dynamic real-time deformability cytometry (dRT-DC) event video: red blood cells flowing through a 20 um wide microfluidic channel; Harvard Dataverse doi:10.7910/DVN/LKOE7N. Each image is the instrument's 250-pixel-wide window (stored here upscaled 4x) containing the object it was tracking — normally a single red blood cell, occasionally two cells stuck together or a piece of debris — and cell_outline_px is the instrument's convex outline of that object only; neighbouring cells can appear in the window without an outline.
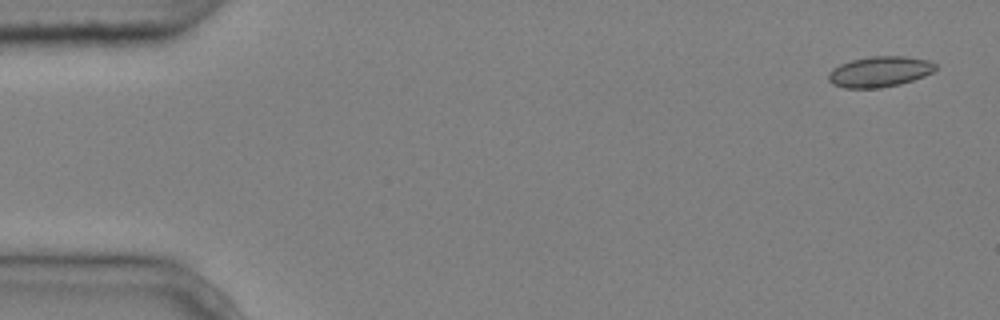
{"species": "common noctule bat (a hibernating species)", "species_latin": "Nyctalus noctula", "temperature_condition": "cold", "stored_images_in_passage": 5, "camera_frame_rate_fps": 3000, "um_per_image_px": 0.085, "animal": {"sex": "male", "body_mass_g": 20.4}, "frame": {"image": 1, "passage_image": 1, "time_ms": 0.0, "image_size_px": [1000, 320], "cell_outline_px": [[936, 68], [932, 72], [924, 76], [900, 84], [880, 88], [844, 88], [832, 84], [828, 80], [828, 72], [832, 68], [840, 64], [852, 60], [872, 56], [908, 56], [928, 60], [936, 64]], "centroid_in_image_um": [74.75, 6.09], "position_along_channel_um": 10.3, "area_um2": 19.19}}